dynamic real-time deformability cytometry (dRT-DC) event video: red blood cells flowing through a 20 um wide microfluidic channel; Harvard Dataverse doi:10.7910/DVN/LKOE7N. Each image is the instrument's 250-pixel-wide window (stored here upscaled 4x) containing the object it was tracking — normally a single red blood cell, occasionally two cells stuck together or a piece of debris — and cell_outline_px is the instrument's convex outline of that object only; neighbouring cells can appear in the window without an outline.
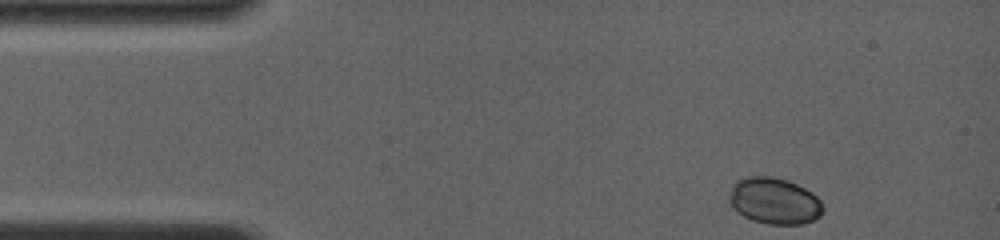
{"species": "common noctule bat (a hibernating species)", "species_latin": "Nyctalus noctula", "temperature_condition": "room temperature", "stored_images_in_passage": 6, "camera_frame_rate_fps": 4000, "um_per_image_px": 0.085, "animal": {"sex": "female", "body_mass_g": 19.0, "forearm_length_mm": 56.7}, "frame": {"image": 1, "passage_image": 1, "time_ms": 0.0, "image_size_px": [1000, 240], "cell_outline_px": [[824, 212], [820, 216], [812, 220], [800, 224], [768, 224], [752, 220], [736, 212], [732, 208], [728, 200], [732, 184], [736, 180], [748, 176], [772, 176], [788, 180], [812, 192], [820, 200], [824, 208]], "centroid_in_image_um": [65.79, 17.07], "position_along_channel_um": 19.2, "area_um2": 25.61}}
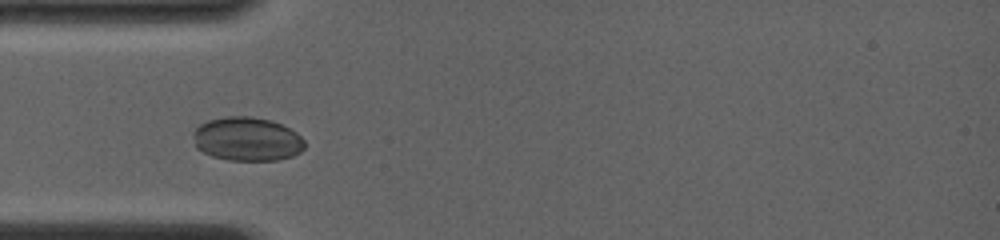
{"frame": {"image": 2, "passage_image": 5, "time_ms": 3.0, "image_size_px": [1000, 240], "cell_outline_px": [[304, 148], [300, 152], [292, 156], [276, 160], [228, 160], [212, 156], [196, 148], [192, 132], [200, 124], [208, 120], [224, 116], [252, 116], [272, 120], [296, 132], [304, 140]], "centroid_in_image_um": [20.98, 11.81], "position_along_channel_um": 64.0, "area_um2": 28.55}}
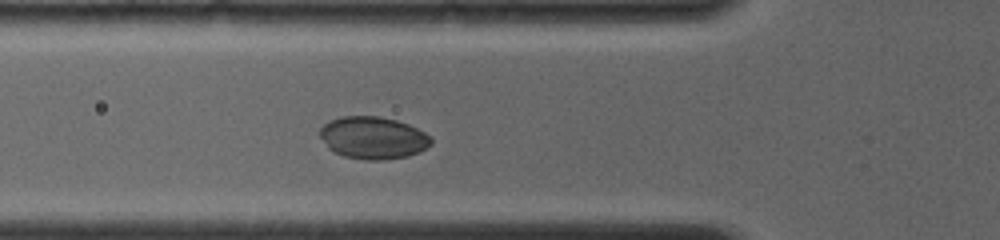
{"frame": {"image": 3, "passage_image": 6, "time_ms": 3.75, "image_size_px": [1000, 240], "cell_outline_px": [[432, 144], [420, 152], [408, 156], [384, 160], [368, 160], [344, 156], [328, 148], [320, 136], [320, 128], [324, 124], [340, 116], [380, 116], [396, 120], [408, 124], [432, 136]], "centroid_in_image_um": [31.74, 11.71], "position_along_channel_um": 94.1, "area_um2": 27.46}}